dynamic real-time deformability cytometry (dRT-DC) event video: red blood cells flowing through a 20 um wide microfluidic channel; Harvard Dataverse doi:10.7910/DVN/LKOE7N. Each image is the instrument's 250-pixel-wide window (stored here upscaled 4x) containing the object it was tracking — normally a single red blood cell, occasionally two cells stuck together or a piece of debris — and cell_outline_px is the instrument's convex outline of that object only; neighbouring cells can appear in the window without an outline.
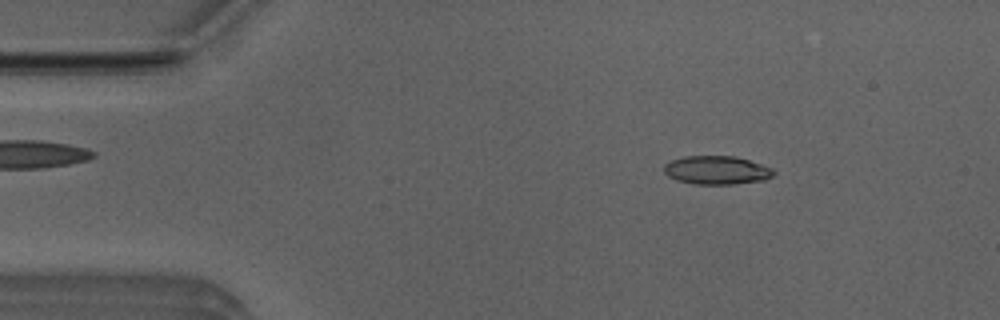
{"species": "Egyptian fruit bat (a non-hibernating species)", "species_latin": "Rousettus aegyptiacus", "temperature_condition": "room temperature", "stored_images_in_passage": 3, "camera_frame_rate_fps": 3000, "um_per_image_px": 0.085, "animal": {"sex": "male"}, "frame": {"image": 1, "passage_image": 2, "time_ms": 0.333, "image_size_px": [1000, 320], "cell_outline_px": [[776, 172], [772, 176], [764, 180], [732, 184], [692, 184], [676, 180], [668, 176], [664, 172], [664, 164], [672, 160], [684, 156], [736, 156], [772, 168]], "centroid_in_image_um": [60.9, 14.46], "position_along_channel_um": 24.1, "area_um2": 18.21}}